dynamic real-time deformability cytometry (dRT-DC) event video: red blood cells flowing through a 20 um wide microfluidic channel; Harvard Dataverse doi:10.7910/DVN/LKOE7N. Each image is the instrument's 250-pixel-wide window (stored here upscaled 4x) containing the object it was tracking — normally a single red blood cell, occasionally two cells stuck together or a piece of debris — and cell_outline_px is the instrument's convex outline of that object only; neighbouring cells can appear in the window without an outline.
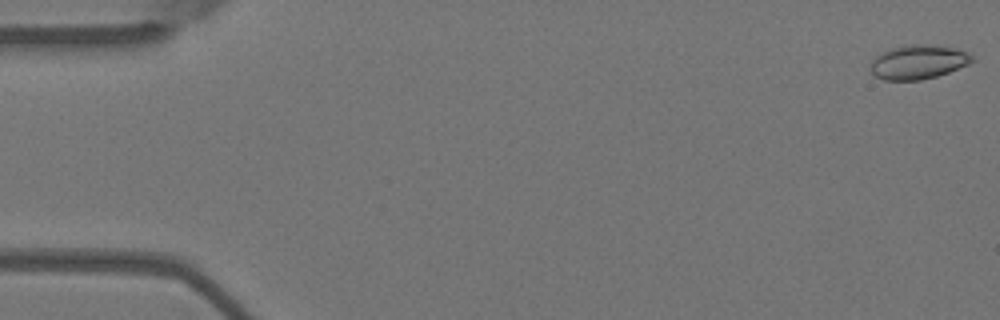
{"species": "Egyptian fruit bat (a non-hibernating species)", "species_latin": "Rousettus aegyptiacus", "temperature_condition": "warm", "stored_images_in_passage": 50, "camera_frame_rate_fps": 3000, "um_per_image_px": 0.085, "animal": {"sex": "female"}, "frame": {"image": 1, "passage_image": 1, "time_ms": 0.0, "image_size_px": [1000, 320], "cell_outline_px": [[976, 60], [968, 64], [948, 72], [936, 76], [920, 80], [884, 80], [876, 76], [868, 68], [872, 60], [876, 56], [892, 48], [912, 44], [924, 44], [956, 48], [968, 52]], "centroid_in_image_um": [78.05, 5.27], "position_along_channel_um": 6.9, "area_um2": 20.11}}
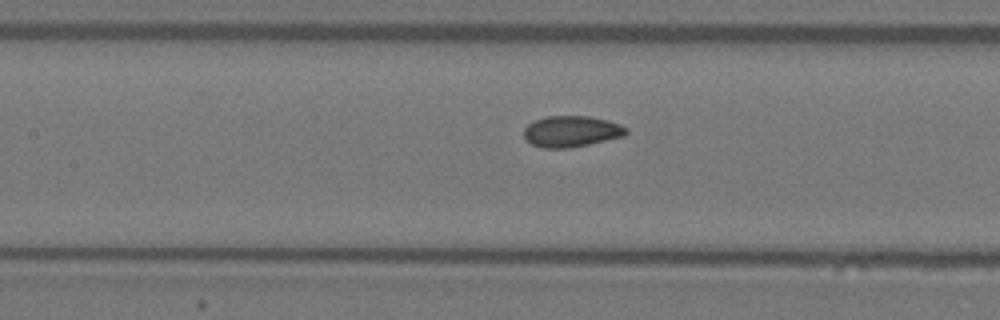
{"frame": {"image": 2, "passage_image": 25, "time_ms": 8.0, "image_size_px": [1000, 320], "cell_outline_px": [[628, 132], [624, 136], [588, 144], [568, 148], [544, 148], [532, 144], [524, 136], [524, 128], [528, 124], [544, 116], [588, 116], [608, 120], [620, 124], [628, 128]], "centroid_in_image_um": [48.58, 11.16], "position_along_channel_um": 158.8, "area_um2": 18.5}}
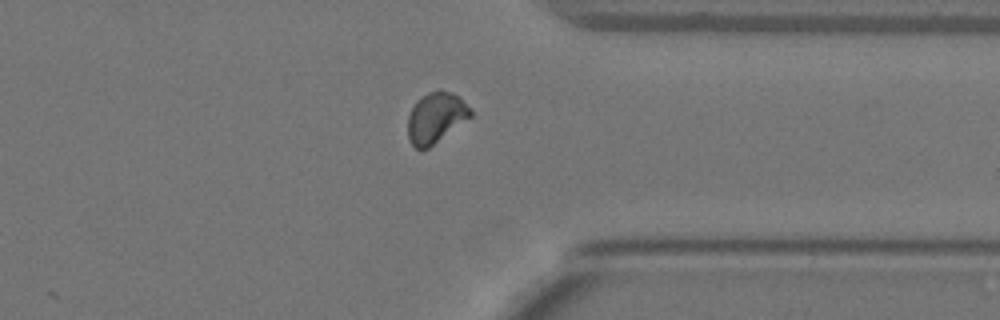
{"frame": {"image": 3, "passage_image": 43, "time_ms": 14.0, "image_size_px": [1000, 320], "cell_outline_px": [[472, 116], [428, 148], [416, 148], [412, 144], [408, 136], [408, 116], [416, 100], [420, 96], [428, 92], [440, 88], [452, 92], [472, 108]], "centroid_in_image_um": [37.05, 9.95], "position_along_channel_um": 374.4, "area_um2": 18.5}, "authors_computed_cell_mechanics": {"area_um2": 18.4093, "velocity_mm_per_s": 3.6756, "shape_relaxation_time_tau1_ms": null, "shape_relaxation_time_tau2_ms": 0.7992, "deformation_change_tau1": null, "deformation_change_tau2": 0.0523}}